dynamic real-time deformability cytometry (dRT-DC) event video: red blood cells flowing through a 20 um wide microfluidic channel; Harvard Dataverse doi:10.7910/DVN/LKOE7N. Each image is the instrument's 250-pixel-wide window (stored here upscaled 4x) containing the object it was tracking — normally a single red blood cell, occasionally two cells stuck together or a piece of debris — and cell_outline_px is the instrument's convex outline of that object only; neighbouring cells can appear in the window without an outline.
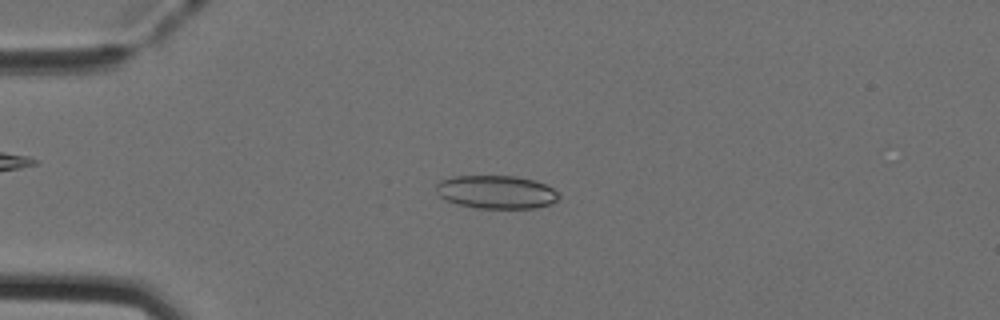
{"species": "Egyptian fruit bat (a non-hibernating species)", "species_latin": "Rousettus aegyptiacus", "temperature_condition": "cold", "stored_images_in_passage": 51, "camera_frame_rate_fps": 3000, "um_per_image_px": 0.085, "animal": {"sex": "female"}, "frame": {"image": 1, "passage_image": 12, "time_ms": 3.667, "image_size_px": [1000, 320], "cell_outline_px": [[560, 196], [552, 204], [536, 208], [476, 208], [456, 204], [440, 196], [436, 188], [436, 184], [440, 180], [452, 176], [516, 176], [536, 180], [560, 192]], "centroid_in_image_um": [42.21, 16.32], "position_along_channel_um": 42.8, "area_um2": 23.93}}
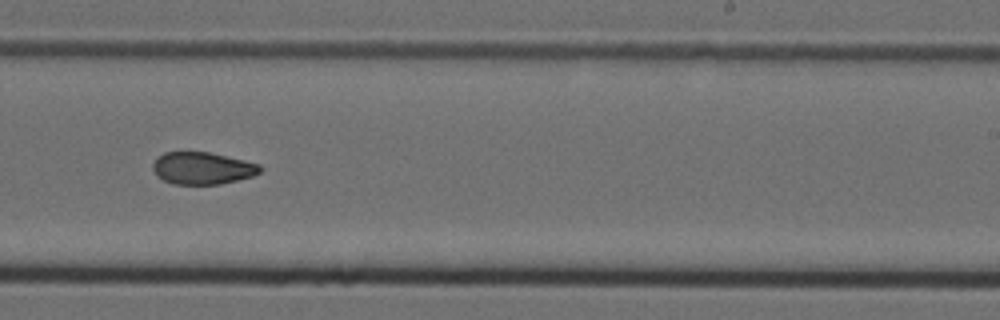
{"frame": {"image": 2, "passage_image": 31, "time_ms": 10.0, "image_size_px": [1000, 320], "cell_outline_px": [[260, 172], [252, 176], [220, 184], [172, 184], [156, 176], [152, 168], [152, 164], [164, 152], [208, 152], [244, 160], [260, 164]], "centroid_in_image_um": [17.18, 14.3], "position_along_channel_um": 271.8, "area_um2": 19.94}}
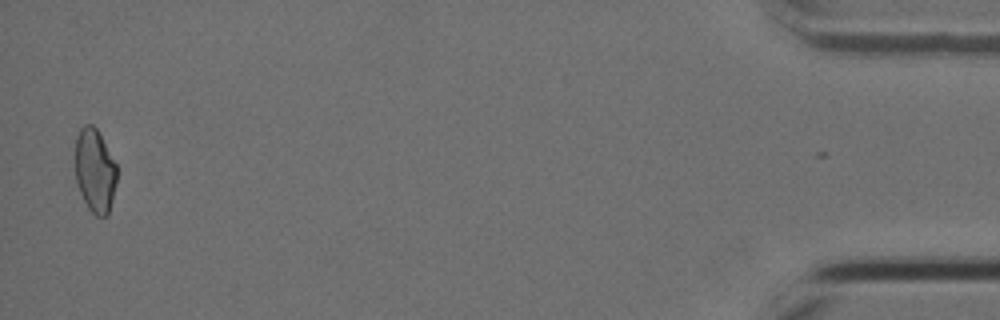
{"frame": {"image": 3, "passage_image": 49, "time_ms": 16.0, "image_size_px": [1000, 320], "cell_outline_px": [[116, 180], [112, 200], [108, 216], [96, 216], [88, 208], [80, 192], [76, 180], [76, 136], [80, 128], [84, 124], [92, 124], [96, 128], [116, 164]], "centroid_in_image_um": [8.06, 14.51], "position_along_channel_um": 427.1, "area_um2": 20.06}, "authors_computed_cell_mechanics": {"area_um2": 21.2704, "velocity_mm_per_s": 4.0102, "shape_relaxation_time_tau1_ms": null, "shape_relaxation_time_tau2_ms": 4.7789, "deformation_change_tau1": null, "deformation_change_tau2": 0.1034}}